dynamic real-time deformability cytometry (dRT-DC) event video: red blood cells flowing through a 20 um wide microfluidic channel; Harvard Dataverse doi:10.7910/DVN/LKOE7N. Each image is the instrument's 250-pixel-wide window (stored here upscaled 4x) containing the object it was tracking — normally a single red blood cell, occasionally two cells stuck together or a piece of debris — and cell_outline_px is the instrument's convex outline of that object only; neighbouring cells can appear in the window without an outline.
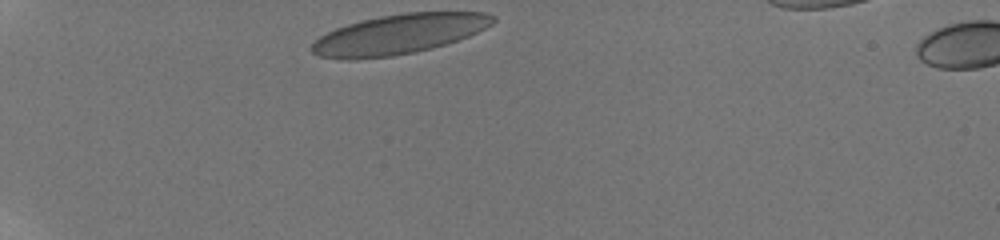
{"species": "human", "species_latin": "Homo sapiens", "temperature_condition": "room temperature", "stored_images_in_passage": 34, "camera_frame_rate_fps": 3000, "um_per_image_px": 0.085, "donor": {"sex": "male"}, "frame": {"image": 1, "passage_image": 1, "time_ms": 0.0, "image_size_px": [1000, 240], "cell_outline_px": [[496, 20], [492, 24], [468, 36], [432, 48], [392, 56], [352, 60], [344, 60], [320, 56], [312, 52], [312, 44], [320, 36], [336, 28], [348, 24], [380, 16], [404, 12], [484, 12], [496, 16]], "centroid_in_image_um": [33.91, 2.9], "position_along_channel_um": 51.1, "area_um2": 41.73}}
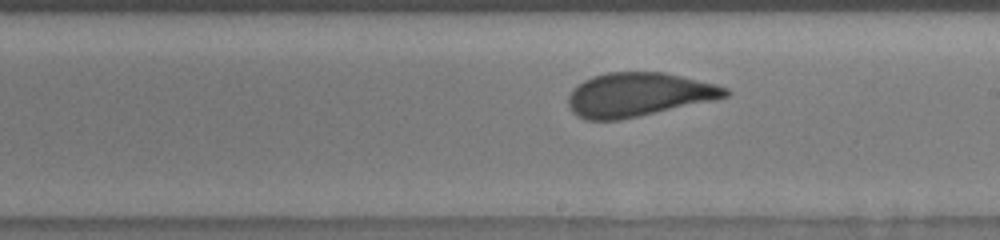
{"frame": {"image": 2, "passage_image": 19, "time_ms": 6.0, "image_size_px": [1000, 240], "cell_outline_px": [[732, 92], [728, 96], [716, 100], [640, 116], [620, 120], [588, 120], [576, 116], [568, 108], [568, 96], [572, 88], [584, 80], [592, 76], [608, 72], [664, 72], [716, 84], [728, 88]], "centroid_in_image_um": [54.27, 8.05], "position_along_channel_um": 234.7, "area_um2": 40.52}}
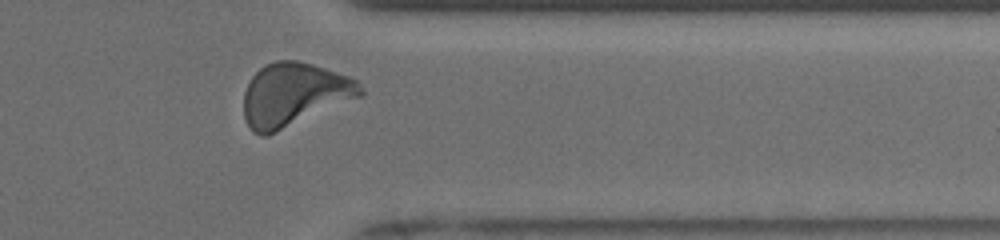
{"frame": {"image": 3, "passage_image": 31, "time_ms": 10.0, "image_size_px": [1000, 240], "cell_outline_px": [[364, 92], [360, 96], [264, 136], [260, 136], [252, 132], [244, 120], [244, 92], [252, 76], [264, 64], [276, 60], [296, 60], [312, 64], [348, 76], [356, 80]], "centroid_in_image_um": [24.93, 8.02], "position_along_channel_um": 386.5, "area_um2": 42.31}, "authors_computed_cell_mechanics": {"area_um2": 40.3444, "velocity_mm_per_s": 3.8103, "shape_relaxation_time_tau1_ms": 4.7737, "shape_relaxation_time_tau2_ms": null, "deformation_change_tau1": 0.1576, "deformation_change_tau2": null}}